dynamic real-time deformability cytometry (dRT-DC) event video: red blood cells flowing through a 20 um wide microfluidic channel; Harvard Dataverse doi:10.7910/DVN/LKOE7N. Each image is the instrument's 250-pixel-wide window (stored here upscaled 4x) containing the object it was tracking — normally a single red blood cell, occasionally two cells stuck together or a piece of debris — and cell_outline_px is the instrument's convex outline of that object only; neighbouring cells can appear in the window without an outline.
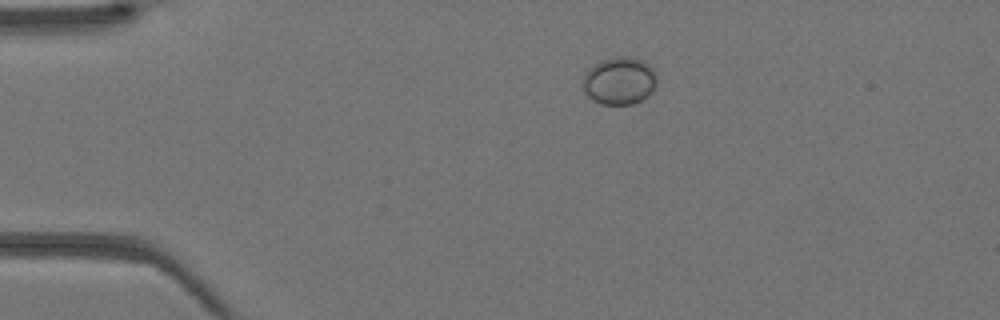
{"species": "Egyptian fruit bat (a non-hibernating species)", "species_latin": "Rousettus aegyptiacus", "temperature_condition": "warm", "stored_images_in_passage": 25, "camera_frame_rate_fps": 3000, "um_per_image_px": 0.085, "animal": {"sex": "female"}, "frame": {"image": 1, "passage_image": 1, "time_ms": 0.0, "image_size_px": [1000, 320], "cell_outline_px": [[656, 84], [648, 96], [632, 104], [600, 104], [592, 100], [584, 92], [584, 76], [588, 68], [600, 60], [616, 56], [628, 56], [640, 60], [648, 64], [656, 72]], "centroid_in_image_um": [52.64, 6.86], "position_along_channel_um": 32.4, "area_um2": 20.52}}
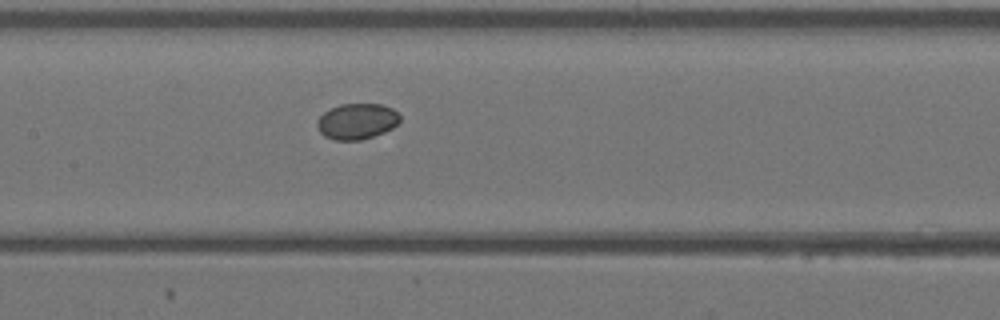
{"frame": {"image": 2, "passage_image": 13, "time_ms": 4.0, "image_size_px": [1000, 320], "cell_outline_px": [[400, 120], [392, 128], [384, 132], [360, 140], [336, 140], [324, 136], [320, 132], [316, 124], [320, 116], [324, 112], [340, 104], [380, 104], [392, 108], [400, 116]], "centroid_in_image_um": [30.33, 10.31], "position_along_channel_um": 177.1, "area_um2": 17.11}}
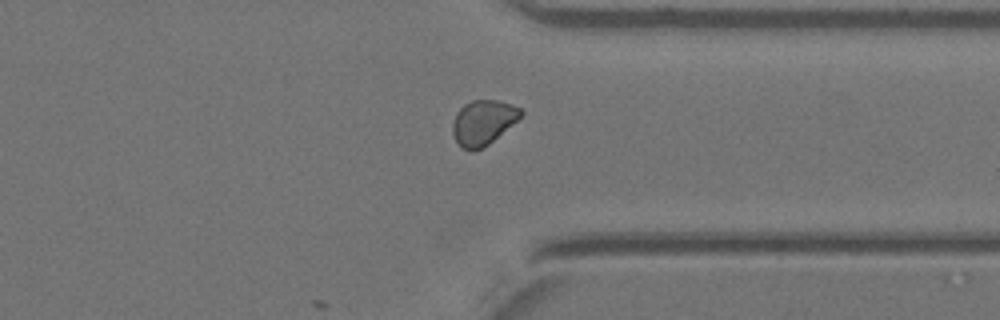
{"frame": {"image": 3, "passage_image": 25, "time_ms": 8.0, "image_size_px": [1000, 320], "cell_outline_px": [[524, 112], [516, 120], [484, 148], [472, 152], [460, 148], [452, 132], [452, 124], [456, 112], [464, 104], [472, 100], [496, 100], [512, 104], [520, 108]], "centroid_in_image_um": [41.02, 10.42], "position_along_channel_um": 370.4, "area_um2": 17.8}}